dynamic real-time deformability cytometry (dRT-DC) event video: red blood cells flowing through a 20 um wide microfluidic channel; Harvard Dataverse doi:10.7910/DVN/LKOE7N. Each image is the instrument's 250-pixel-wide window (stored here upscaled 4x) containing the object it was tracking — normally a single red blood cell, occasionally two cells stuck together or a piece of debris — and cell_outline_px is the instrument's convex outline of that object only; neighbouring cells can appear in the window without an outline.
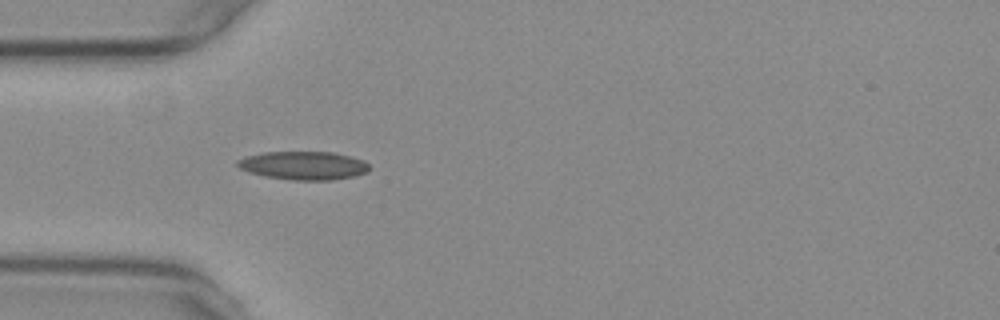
{"species": "common noctule bat (a hibernating species)", "species_latin": "Nyctalus noctula", "temperature_condition": "warm", "stored_images_in_passage": 39, "camera_frame_rate_fps": 3000, "um_per_image_px": 0.085, "animal": {"sex": "female", "body_mass_g": 29.2, "forearm_length_mm": 56.3}, "frame": {"image": 1, "passage_image": 1, "time_ms": 0.0, "image_size_px": [1000, 320], "cell_outline_px": [[368, 172], [356, 176], [332, 180], [292, 180], [264, 176], [248, 172], [240, 168], [236, 164], [236, 160], [244, 156], [264, 152], [332, 152], [364, 160], [368, 164]], "centroid_in_image_um": [25.77, 14.07], "position_along_channel_um": 59.2, "area_um2": 21.91}}
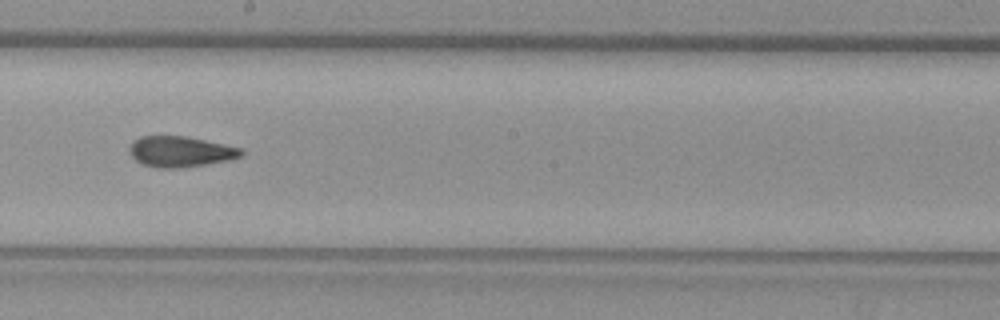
{"frame": {"image": 2, "passage_image": 15, "time_ms": 4.667, "image_size_px": [1000, 320], "cell_outline_px": [[244, 156], [232, 160], [184, 168], [156, 168], [144, 164], [136, 160], [132, 156], [128, 148], [140, 136], [184, 136], [244, 148]], "centroid_in_image_um": [15.41, 12.9], "position_along_channel_um": 232.8, "area_um2": 20.17}}
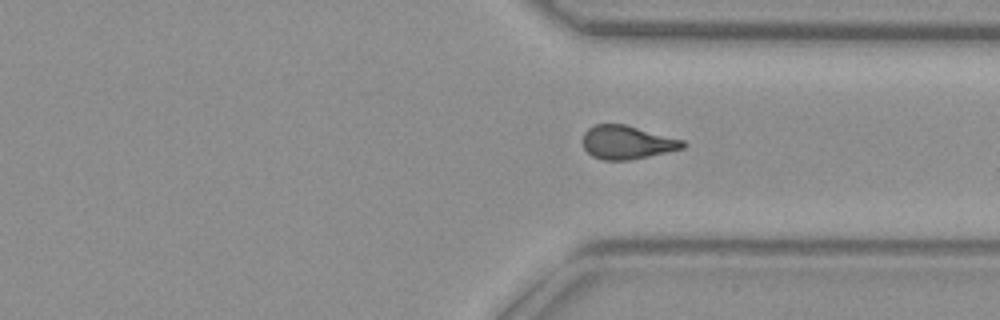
{"frame": {"image": 3, "passage_image": 25, "time_ms": 8.0, "image_size_px": [1000, 320], "cell_outline_px": [[688, 144], [684, 148], [668, 152], [632, 160], [604, 160], [592, 156], [584, 148], [584, 132], [588, 128], [596, 124], [624, 124], [684, 140]], "centroid_in_image_um": [53.33, 12.11], "position_along_channel_um": 358.1, "area_um2": 19.54}, "authors_computed_cell_mechanics": {"area_um2": 19.8254, "velocity_mm_per_s": 3.7574, "shape_relaxation_time_tau1_ms": null, "shape_relaxation_time_tau2_ms": 2.6798, "deformation_change_tau1": null, "deformation_change_tau2": 0.1062}}